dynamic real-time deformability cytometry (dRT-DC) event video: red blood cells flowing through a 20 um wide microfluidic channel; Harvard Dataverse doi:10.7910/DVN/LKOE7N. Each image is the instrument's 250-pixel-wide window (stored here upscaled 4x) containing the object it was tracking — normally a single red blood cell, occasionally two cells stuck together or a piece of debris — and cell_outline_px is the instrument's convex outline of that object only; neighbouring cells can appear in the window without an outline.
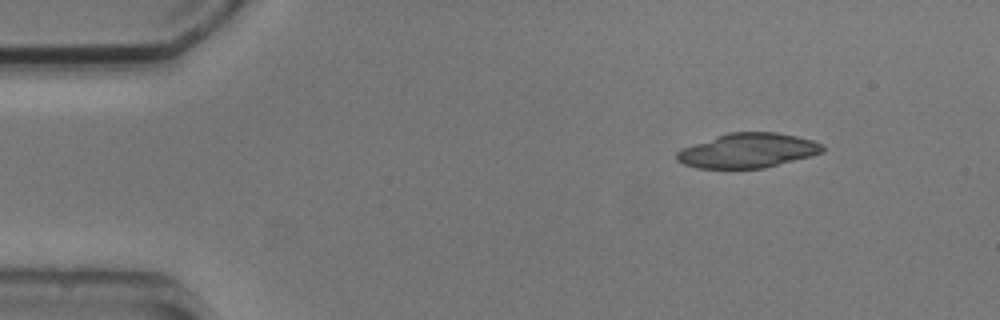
{"species": "common noctule bat (a hibernating species)", "species_latin": "Nyctalus noctula", "temperature_condition": "cold", "stored_images_in_passage": 4, "camera_frame_rate_fps": 3000, "um_per_image_px": 0.085, "animal": {"sex": "male", "body_mass_g": 20.5, "forearm_length_mm": 52.5}, "frame": {"image": 1, "passage_image": 1, "time_ms": 0.0, "image_size_px": [1000, 320], "cell_outline_px": [[824, 152], [764, 168], [696, 168], [684, 164], [676, 160], [676, 152], [680, 148], [728, 132], [776, 132], [796, 136], [812, 140], [824, 144]], "centroid_in_image_um": [63.54, 12.79], "position_along_channel_um": 21.5, "area_um2": 29.36}}